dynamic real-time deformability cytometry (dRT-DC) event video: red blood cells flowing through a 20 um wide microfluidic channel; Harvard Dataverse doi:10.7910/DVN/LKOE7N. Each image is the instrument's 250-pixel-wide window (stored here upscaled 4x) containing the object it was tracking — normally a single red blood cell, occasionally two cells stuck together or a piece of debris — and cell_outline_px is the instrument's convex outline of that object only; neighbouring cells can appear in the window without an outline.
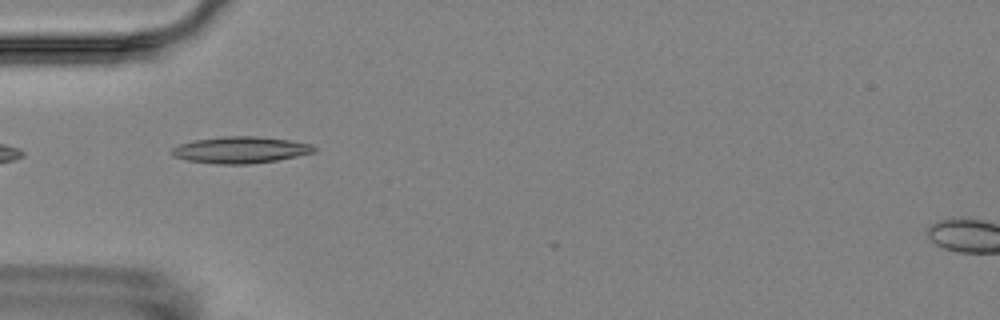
{"species": "Egyptian fruit bat (a non-hibernating species)", "species_latin": "Rousettus aegyptiacus", "temperature_condition": "room temperature", "stored_images_in_passage": 2, "camera_frame_rate_fps": 3000, "um_per_image_px": 0.085, "animal": {"sex": "female"}, "frame": {"image": 1, "passage_image": 1, "time_ms": 0.0, "image_size_px": [1000, 320], "cell_outline_px": [[316, 152], [276, 160], [248, 164], [216, 164], [188, 160], [172, 156], [168, 152], [172, 148], [180, 144], [192, 140], [224, 136], [256, 136], [288, 140], [312, 144], [316, 148]], "centroid_in_image_um": [20.4, 12.74], "position_along_channel_um": 64.6, "area_um2": 22.08}}